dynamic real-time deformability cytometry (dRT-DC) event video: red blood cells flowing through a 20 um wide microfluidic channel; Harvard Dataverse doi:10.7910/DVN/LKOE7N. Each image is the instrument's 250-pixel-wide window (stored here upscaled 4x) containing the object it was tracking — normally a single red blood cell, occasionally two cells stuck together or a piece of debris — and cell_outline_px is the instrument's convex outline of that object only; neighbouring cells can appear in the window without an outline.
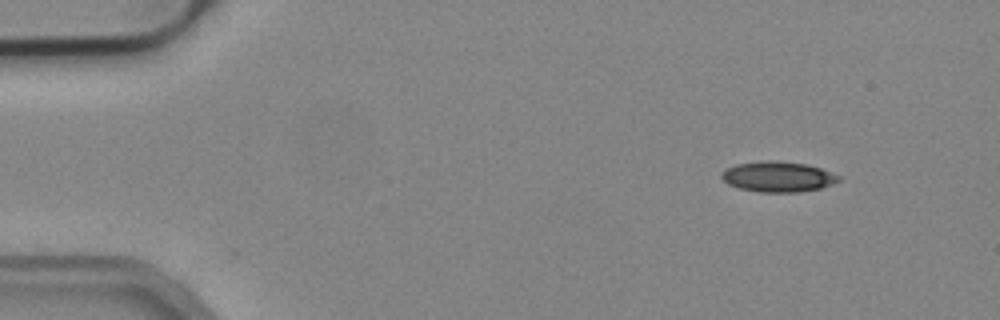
{"species": "common noctule bat (a hibernating species)", "species_latin": "Nyctalus noctula", "temperature_condition": "cold", "stored_images_in_passage": 4, "camera_frame_rate_fps": 3000, "um_per_image_px": 0.085, "animal": {"sex": "male", "body_mass_g": 19.2, "forearm_length_mm": 51.8}, "frame": {"image": 1, "passage_image": 1, "time_ms": 0.0, "image_size_px": [1000, 320], "cell_outline_px": [[840, 180], [832, 184], [820, 188], [796, 192], [760, 192], [740, 188], [728, 184], [720, 176], [720, 172], [736, 164], [768, 160], [772, 160], [804, 164], [820, 168], [840, 176]], "centroid_in_image_um": [66.1, 15.02], "position_along_channel_um": 18.9, "area_um2": 20.52}}